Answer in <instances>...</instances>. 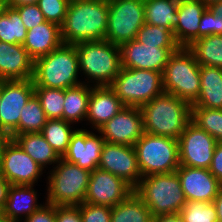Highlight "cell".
I'll return each mask as SVG.
<instances>
[{
    "label": "cell",
    "instance_id": "obj_18",
    "mask_svg": "<svg viewBox=\"0 0 222 222\" xmlns=\"http://www.w3.org/2000/svg\"><path fill=\"white\" fill-rule=\"evenodd\" d=\"M186 201L213 202L222 183L205 168L180 165L176 170Z\"/></svg>",
    "mask_w": 222,
    "mask_h": 222
},
{
    "label": "cell",
    "instance_id": "obj_37",
    "mask_svg": "<svg viewBox=\"0 0 222 222\" xmlns=\"http://www.w3.org/2000/svg\"><path fill=\"white\" fill-rule=\"evenodd\" d=\"M179 213L183 222H218L213 202L187 201Z\"/></svg>",
    "mask_w": 222,
    "mask_h": 222
},
{
    "label": "cell",
    "instance_id": "obj_27",
    "mask_svg": "<svg viewBox=\"0 0 222 222\" xmlns=\"http://www.w3.org/2000/svg\"><path fill=\"white\" fill-rule=\"evenodd\" d=\"M179 0H144L145 23L167 28L173 32L178 24Z\"/></svg>",
    "mask_w": 222,
    "mask_h": 222
},
{
    "label": "cell",
    "instance_id": "obj_4",
    "mask_svg": "<svg viewBox=\"0 0 222 222\" xmlns=\"http://www.w3.org/2000/svg\"><path fill=\"white\" fill-rule=\"evenodd\" d=\"M80 72L93 86H110L122 68L120 48L108 40L81 41L74 44ZM95 81V82H94Z\"/></svg>",
    "mask_w": 222,
    "mask_h": 222
},
{
    "label": "cell",
    "instance_id": "obj_48",
    "mask_svg": "<svg viewBox=\"0 0 222 222\" xmlns=\"http://www.w3.org/2000/svg\"><path fill=\"white\" fill-rule=\"evenodd\" d=\"M11 139L12 137L9 133L0 130V162L4 149Z\"/></svg>",
    "mask_w": 222,
    "mask_h": 222
},
{
    "label": "cell",
    "instance_id": "obj_41",
    "mask_svg": "<svg viewBox=\"0 0 222 222\" xmlns=\"http://www.w3.org/2000/svg\"><path fill=\"white\" fill-rule=\"evenodd\" d=\"M15 9L19 12L20 18L27 30L46 21L37 4L23 5Z\"/></svg>",
    "mask_w": 222,
    "mask_h": 222
},
{
    "label": "cell",
    "instance_id": "obj_22",
    "mask_svg": "<svg viewBox=\"0 0 222 222\" xmlns=\"http://www.w3.org/2000/svg\"><path fill=\"white\" fill-rule=\"evenodd\" d=\"M125 105L109 86L91 88L86 120L98 130L111 120Z\"/></svg>",
    "mask_w": 222,
    "mask_h": 222
},
{
    "label": "cell",
    "instance_id": "obj_24",
    "mask_svg": "<svg viewBox=\"0 0 222 222\" xmlns=\"http://www.w3.org/2000/svg\"><path fill=\"white\" fill-rule=\"evenodd\" d=\"M62 43L60 26L53 22L45 21L27 30L23 47L35 60L49 54Z\"/></svg>",
    "mask_w": 222,
    "mask_h": 222
},
{
    "label": "cell",
    "instance_id": "obj_26",
    "mask_svg": "<svg viewBox=\"0 0 222 222\" xmlns=\"http://www.w3.org/2000/svg\"><path fill=\"white\" fill-rule=\"evenodd\" d=\"M14 140L40 166L56 164L61 157L45 140L41 132L17 135Z\"/></svg>",
    "mask_w": 222,
    "mask_h": 222
},
{
    "label": "cell",
    "instance_id": "obj_36",
    "mask_svg": "<svg viewBox=\"0 0 222 222\" xmlns=\"http://www.w3.org/2000/svg\"><path fill=\"white\" fill-rule=\"evenodd\" d=\"M47 119H63L65 90L34 87Z\"/></svg>",
    "mask_w": 222,
    "mask_h": 222
},
{
    "label": "cell",
    "instance_id": "obj_50",
    "mask_svg": "<svg viewBox=\"0 0 222 222\" xmlns=\"http://www.w3.org/2000/svg\"><path fill=\"white\" fill-rule=\"evenodd\" d=\"M203 3H205L207 5V7H209L210 5L220 2L222 0H201Z\"/></svg>",
    "mask_w": 222,
    "mask_h": 222
},
{
    "label": "cell",
    "instance_id": "obj_15",
    "mask_svg": "<svg viewBox=\"0 0 222 222\" xmlns=\"http://www.w3.org/2000/svg\"><path fill=\"white\" fill-rule=\"evenodd\" d=\"M98 168L122 178L133 189L142 179L134 146L105 142Z\"/></svg>",
    "mask_w": 222,
    "mask_h": 222
},
{
    "label": "cell",
    "instance_id": "obj_10",
    "mask_svg": "<svg viewBox=\"0 0 222 222\" xmlns=\"http://www.w3.org/2000/svg\"><path fill=\"white\" fill-rule=\"evenodd\" d=\"M105 40L120 46L134 40L145 23L144 0H110Z\"/></svg>",
    "mask_w": 222,
    "mask_h": 222
},
{
    "label": "cell",
    "instance_id": "obj_19",
    "mask_svg": "<svg viewBox=\"0 0 222 222\" xmlns=\"http://www.w3.org/2000/svg\"><path fill=\"white\" fill-rule=\"evenodd\" d=\"M104 143L102 135H95L87 129H76L62 159L88 171H93L100 163Z\"/></svg>",
    "mask_w": 222,
    "mask_h": 222
},
{
    "label": "cell",
    "instance_id": "obj_6",
    "mask_svg": "<svg viewBox=\"0 0 222 222\" xmlns=\"http://www.w3.org/2000/svg\"><path fill=\"white\" fill-rule=\"evenodd\" d=\"M164 92L192 104L200 93V65L187 47H180L169 58L162 72Z\"/></svg>",
    "mask_w": 222,
    "mask_h": 222
},
{
    "label": "cell",
    "instance_id": "obj_3",
    "mask_svg": "<svg viewBox=\"0 0 222 222\" xmlns=\"http://www.w3.org/2000/svg\"><path fill=\"white\" fill-rule=\"evenodd\" d=\"M79 70L75 45L62 43L49 54L34 60V87L63 90L76 87L83 83L78 79Z\"/></svg>",
    "mask_w": 222,
    "mask_h": 222
},
{
    "label": "cell",
    "instance_id": "obj_13",
    "mask_svg": "<svg viewBox=\"0 0 222 222\" xmlns=\"http://www.w3.org/2000/svg\"><path fill=\"white\" fill-rule=\"evenodd\" d=\"M44 168L36 163L14 139L6 145L0 162V174L11 185H33Z\"/></svg>",
    "mask_w": 222,
    "mask_h": 222
},
{
    "label": "cell",
    "instance_id": "obj_16",
    "mask_svg": "<svg viewBox=\"0 0 222 222\" xmlns=\"http://www.w3.org/2000/svg\"><path fill=\"white\" fill-rule=\"evenodd\" d=\"M97 131L105 142L134 146L145 133L140 107L125 106Z\"/></svg>",
    "mask_w": 222,
    "mask_h": 222
},
{
    "label": "cell",
    "instance_id": "obj_8",
    "mask_svg": "<svg viewBox=\"0 0 222 222\" xmlns=\"http://www.w3.org/2000/svg\"><path fill=\"white\" fill-rule=\"evenodd\" d=\"M109 87L131 107H141L164 92L161 72L123 67Z\"/></svg>",
    "mask_w": 222,
    "mask_h": 222
},
{
    "label": "cell",
    "instance_id": "obj_9",
    "mask_svg": "<svg viewBox=\"0 0 222 222\" xmlns=\"http://www.w3.org/2000/svg\"><path fill=\"white\" fill-rule=\"evenodd\" d=\"M134 148L142 177L173 173L180 166L178 139L144 133Z\"/></svg>",
    "mask_w": 222,
    "mask_h": 222
},
{
    "label": "cell",
    "instance_id": "obj_32",
    "mask_svg": "<svg viewBox=\"0 0 222 222\" xmlns=\"http://www.w3.org/2000/svg\"><path fill=\"white\" fill-rule=\"evenodd\" d=\"M27 29L19 12L8 5L0 15V41L11 44H22L26 39Z\"/></svg>",
    "mask_w": 222,
    "mask_h": 222
},
{
    "label": "cell",
    "instance_id": "obj_51",
    "mask_svg": "<svg viewBox=\"0 0 222 222\" xmlns=\"http://www.w3.org/2000/svg\"><path fill=\"white\" fill-rule=\"evenodd\" d=\"M6 5V0H0V15L3 13Z\"/></svg>",
    "mask_w": 222,
    "mask_h": 222
},
{
    "label": "cell",
    "instance_id": "obj_5",
    "mask_svg": "<svg viewBox=\"0 0 222 222\" xmlns=\"http://www.w3.org/2000/svg\"><path fill=\"white\" fill-rule=\"evenodd\" d=\"M134 192L152 216L179 213L187 202L177 172L144 176Z\"/></svg>",
    "mask_w": 222,
    "mask_h": 222
},
{
    "label": "cell",
    "instance_id": "obj_49",
    "mask_svg": "<svg viewBox=\"0 0 222 222\" xmlns=\"http://www.w3.org/2000/svg\"><path fill=\"white\" fill-rule=\"evenodd\" d=\"M38 0H6V4L10 7L17 8L23 5L37 4Z\"/></svg>",
    "mask_w": 222,
    "mask_h": 222
},
{
    "label": "cell",
    "instance_id": "obj_35",
    "mask_svg": "<svg viewBox=\"0 0 222 222\" xmlns=\"http://www.w3.org/2000/svg\"><path fill=\"white\" fill-rule=\"evenodd\" d=\"M135 39L142 44L159 48H180L171 30L147 23L143 24Z\"/></svg>",
    "mask_w": 222,
    "mask_h": 222
},
{
    "label": "cell",
    "instance_id": "obj_43",
    "mask_svg": "<svg viewBox=\"0 0 222 222\" xmlns=\"http://www.w3.org/2000/svg\"><path fill=\"white\" fill-rule=\"evenodd\" d=\"M56 222H82L78 206H56Z\"/></svg>",
    "mask_w": 222,
    "mask_h": 222
},
{
    "label": "cell",
    "instance_id": "obj_45",
    "mask_svg": "<svg viewBox=\"0 0 222 222\" xmlns=\"http://www.w3.org/2000/svg\"><path fill=\"white\" fill-rule=\"evenodd\" d=\"M11 184L0 174V212L6 204Z\"/></svg>",
    "mask_w": 222,
    "mask_h": 222
},
{
    "label": "cell",
    "instance_id": "obj_52",
    "mask_svg": "<svg viewBox=\"0 0 222 222\" xmlns=\"http://www.w3.org/2000/svg\"><path fill=\"white\" fill-rule=\"evenodd\" d=\"M0 222H8V221L2 216L1 212H0Z\"/></svg>",
    "mask_w": 222,
    "mask_h": 222
},
{
    "label": "cell",
    "instance_id": "obj_29",
    "mask_svg": "<svg viewBox=\"0 0 222 222\" xmlns=\"http://www.w3.org/2000/svg\"><path fill=\"white\" fill-rule=\"evenodd\" d=\"M152 218L151 211L134 191L112 207L111 222H151Z\"/></svg>",
    "mask_w": 222,
    "mask_h": 222
},
{
    "label": "cell",
    "instance_id": "obj_39",
    "mask_svg": "<svg viewBox=\"0 0 222 222\" xmlns=\"http://www.w3.org/2000/svg\"><path fill=\"white\" fill-rule=\"evenodd\" d=\"M71 0H38L37 5L46 21L61 26L64 22Z\"/></svg>",
    "mask_w": 222,
    "mask_h": 222
},
{
    "label": "cell",
    "instance_id": "obj_42",
    "mask_svg": "<svg viewBox=\"0 0 222 222\" xmlns=\"http://www.w3.org/2000/svg\"><path fill=\"white\" fill-rule=\"evenodd\" d=\"M23 222H56V206L46 202Z\"/></svg>",
    "mask_w": 222,
    "mask_h": 222
},
{
    "label": "cell",
    "instance_id": "obj_7",
    "mask_svg": "<svg viewBox=\"0 0 222 222\" xmlns=\"http://www.w3.org/2000/svg\"><path fill=\"white\" fill-rule=\"evenodd\" d=\"M51 169L46 202L55 206H79L84 202L91 171L60 159Z\"/></svg>",
    "mask_w": 222,
    "mask_h": 222
},
{
    "label": "cell",
    "instance_id": "obj_11",
    "mask_svg": "<svg viewBox=\"0 0 222 222\" xmlns=\"http://www.w3.org/2000/svg\"><path fill=\"white\" fill-rule=\"evenodd\" d=\"M33 94L32 79L0 81V130L12 139L19 135L21 111Z\"/></svg>",
    "mask_w": 222,
    "mask_h": 222
},
{
    "label": "cell",
    "instance_id": "obj_47",
    "mask_svg": "<svg viewBox=\"0 0 222 222\" xmlns=\"http://www.w3.org/2000/svg\"><path fill=\"white\" fill-rule=\"evenodd\" d=\"M213 204L216 209L218 222H222V188L219 190L217 196L215 197Z\"/></svg>",
    "mask_w": 222,
    "mask_h": 222
},
{
    "label": "cell",
    "instance_id": "obj_25",
    "mask_svg": "<svg viewBox=\"0 0 222 222\" xmlns=\"http://www.w3.org/2000/svg\"><path fill=\"white\" fill-rule=\"evenodd\" d=\"M200 93L191 108L222 109V68L200 66Z\"/></svg>",
    "mask_w": 222,
    "mask_h": 222
},
{
    "label": "cell",
    "instance_id": "obj_34",
    "mask_svg": "<svg viewBox=\"0 0 222 222\" xmlns=\"http://www.w3.org/2000/svg\"><path fill=\"white\" fill-rule=\"evenodd\" d=\"M191 121L222 142V109L191 108Z\"/></svg>",
    "mask_w": 222,
    "mask_h": 222
},
{
    "label": "cell",
    "instance_id": "obj_20",
    "mask_svg": "<svg viewBox=\"0 0 222 222\" xmlns=\"http://www.w3.org/2000/svg\"><path fill=\"white\" fill-rule=\"evenodd\" d=\"M34 60L22 44L0 41V81L32 79Z\"/></svg>",
    "mask_w": 222,
    "mask_h": 222
},
{
    "label": "cell",
    "instance_id": "obj_33",
    "mask_svg": "<svg viewBox=\"0 0 222 222\" xmlns=\"http://www.w3.org/2000/svg\"><path fill=\"white\" fill-rule=\"evenodd\" d=\"M47 117L34 93L23 107L19 120V134L41 132Z\"/></svg>",
    "mask_w": 222,
    "mask_h": 222
},
{
    "label": "cell",
    "instance_id": "obj_2",
    "mask_svg": "<svg viewBox=\"0 0 222 222\" xmlns=\"http://www.w3.org/2000/svg\"><path fill=\"white\" fill-rule=\"evenodd\" d=\"M140 110L148 134L178 139L191 121V104L165 92L142 105Z\"/></svg>",
    "mask_w": 222,
    "mask_h": 222
},
{
    "label": "cell",
    "instance_id": "obj_38",
    "mask_svg": "<svg viewBox=\"0 0 222 222\" xmlns=\"http://www.w3.org/2000/svg\"><path fill=\"white\" fill-rule=\"evenodd\" d=\"M216 34L222 35V1L206 8L198 28V39Z\"/></svg>",
    "mask_w": 222,
    "mask_h": 222
},
{
    "label": "cell",
    "instance_id": "obj_28",
    "mask_svg": "<svg viewBox=\"0 0 222 222\" xmlns=\"http://www.w3.org/2000/svg\"><path fill=\"white\" fill-rule=\"evenodd\" d=\"M87 84L88 82L65 89L63 120L72 123V125L83 120L86 121L91 86H93Z\"/></svg>",
    "mask_w": 222,
    "mask_h": 222
},
{
    "label": "cell",
    "instance_id": "obj_12",
    "mask_svg": "<svg viewBox=\"0 0 222 222\" xmlns=\"http://www.w3.org/2000/svg\"><path fill=\"white\" fill-rule=\"evenodd\" d=\"M216 144L213 136L190 121L178 138L180 165L209 169Z\"/></svg>",
    "mask_w": 222,
    "mask_h": 222
},
{
    "label": "cell",
    "instance_id": "obj_23",
    "mask_svg": "<svg viewBox=\"0 0 222 222\" xmlns=\"http://www.w3.org/2000/svg\"><path fill=\"white\" fill-rule=\"evenodd\" d=\"M33 185H11L8 191V198L4 208L1 210L2 216L8 222H19L25 219L42 204L37 203V192Z\"/></svg>",
    "mask_w": 222,
    "mask_h": 222
},
{
    "label": "cell",
    "instance_id": "obj_1",
    "mask_svg": "<svg viewBox=\"0 0 222 222\" xmlns=\"http://www.w3.org/2000/svg\"><path fill=\"white\" fill-rule=\"evenodd\" d=\"M108 15L107 0H71L60 26L62 42L105 40Z\"/></svg>",
    "mask_w": 222,
    "mask_h": 222
},
{
    "label": "cell",
    "instance_id": "obj_31",
    "mask_svg": "<svg viewBox=\"0 0 222 222\" xmlns=\"http://www.w3.org/2000/svg\"><path fill=\"white\" fill-rule=\"evenodd\" d=\"M71 124L63 119H47L41 131L45 140L61 158L67 152L72 134L75 131V128L72 130Z\"/></svg>",
    "mask_w": 222,
    "mask_h": 222
},
{
    "label": "cell",
    "instance_id": "obj_17",
    "mask_svg": "<svg viewBox=\"0 0 222 222\" xmlns=\"http://www.w3.org/2000/svg\"><path fill=\"white\" fill-rule=\"evenodd\" d=\"M123 68L163 72L170 56L179 48H159L145 45L136 39L119 46Z\"/></svg>",
    "mask_w": 222,
    "mask_h": 222
},
{
    "label": "cell",
    "instance_id": "obj_21",
    "mask_svg": "<svg viewBox=\"0 0 222 222\" xmlns=\"http://www.w3.org/2000/svg\"><path fill=\"white\" fill-rule=\"evenodd\" d=\"M207 5L201 0H179L177 12L178 24L173 35L180 47H189L198 39V28Z\"/></svg>",
    "mask_w": 222,
    "mask_h": 222
},
{
    "label": "cell",
    "instance_id": "obj_14",
    "mask_svg": "<svg viewBox=\"0 0 222 222\" xmlns=\"http://www.w3.org/2000/svg\"><path fill=\"white\" fill-rule=\"evenodd\" d=\"M133 191L122 178L95 168L91 171L83 203L113 207L124 201Z\"/></svg>",
    "mask_w": 222,
    "mask_h": 222
},
{
    "label": "cell",
    "instance_id": "obj_30",
    "mask_svg": "<svg viewBox=\"0 0 222 222\" xmlns=\"http://www.w3.org/2000/svg\"><path fill=\"white\" fill-rule=\"evenodd\" d=\"M187 48L194 54L200 66L222 68V35L201 37Z\"/></svg>",
    "mask_w": 222,
    "mask_h": 222
},
{
    "label": "cell",
    "instance_id": "obj_46",
    "mask_svg": "<svg viewBox=\"0 0 222 222\" xmlns=\"http://www.w3.org/2000/svg\"><path fill=\"white\" fill-rule=\"evenodd\" d=\"M151 222H183L180 213L156 215Z\"/></svg>",
    "mask_w": 222,
    "mask_h": 222
},
{
    "label": "cell",
    "instance_id": "obj_44",
    "mask_svg": "<svg viewBox=\"0 0 222 222\" xmlns=\"http://www.w3.org/2000/svg\"><path fill=\"white\" fill-rule=\"evenodd\" d=\"M209 171L222 183V142H217Z\"/></svg>",
    "mask_w": 222,
    "mask_h": 222
},
{
    "label": "cell",
    "instance_id": "obj_40",
    "mask_svg": "<svg viewBox=\"0 0 222 222\" xmlns=\"http://www.w3.org/2000/svg\"><path fill=\"white\" fill-rule=\"evenodd\" d=\"M82 222H111L112 207L82 203L78 206Z\"/></svg>",
    "mask_w": 222,
    "mask_h": 222
}]
</instances>
